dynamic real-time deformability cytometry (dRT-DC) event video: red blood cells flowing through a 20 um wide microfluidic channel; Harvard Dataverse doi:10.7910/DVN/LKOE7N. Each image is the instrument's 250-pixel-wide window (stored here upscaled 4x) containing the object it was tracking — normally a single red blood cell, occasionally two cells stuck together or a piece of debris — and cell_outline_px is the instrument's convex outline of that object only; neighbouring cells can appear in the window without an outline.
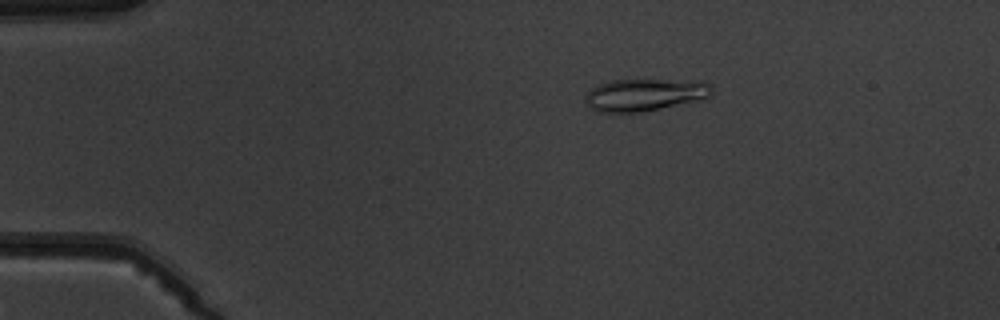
{"species": "common noctule bat (a hibernating species)", "species_latin": "Nyctalus noctula", "temperature_condition": "warm", "stored_images_in_passage": 5, "camera_frame_rate_fps": 3000, "um_per_image_px": 0.085, "animal": {"sex": "male", "body_mass_g": 19.5, "forearm_length_mm": 54.6}, "frame": {"image": 1, "passage_image": 3, "time_ms": 2.333, "image_size_px": [1000, 320], "cell_outline_px": [[712, 92], [708, 96], [696, 100], [660, 108], [640, 112], [600, 112], [592, 108], [584, 100], [588, 92], [592, 88], [600, 84], [612, 80], [700, 80], [712, 84]], "centroid_in_image_um": [54.81, 8.04], "position_along_channel_um": 30.2, "area_um2": 23.47}}